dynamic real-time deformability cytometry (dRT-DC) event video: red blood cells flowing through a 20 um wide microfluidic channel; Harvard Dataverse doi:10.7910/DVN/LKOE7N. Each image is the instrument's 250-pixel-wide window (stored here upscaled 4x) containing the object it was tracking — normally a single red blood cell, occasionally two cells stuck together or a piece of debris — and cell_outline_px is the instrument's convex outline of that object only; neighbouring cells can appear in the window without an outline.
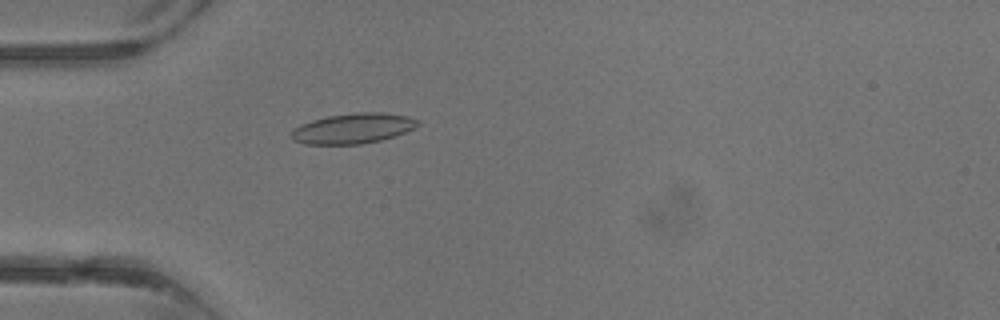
{"species": "common noctule bat (a hibernating species)", "species_latin": "Nyctalus noctula", "temperature_condition": "warm", "stored_images_in_passage": 3, "camera_frame_rate_fps": 3000, "um_per_image_px": 0.085, "animal": {"sex": "male", "body_mass_g": 13.3}, "frame": {"image": 1, "passage_image": 3, "time_ms": 2.333, "image_size_px": [1000, 320], "cell_outline_px": [[420, 124], [404, 132], [380, 140], [364, 144], [304, 144], [292, 140], [292, 128], [300, 124], [312, 120], [328, 116], [356, 112], [384, 112], [408, 116], [420, 120]], "centroid_in_image_um": [29.99, 10.91], "position_along_channel_um": 55.0, "area_um2": 22.31}}